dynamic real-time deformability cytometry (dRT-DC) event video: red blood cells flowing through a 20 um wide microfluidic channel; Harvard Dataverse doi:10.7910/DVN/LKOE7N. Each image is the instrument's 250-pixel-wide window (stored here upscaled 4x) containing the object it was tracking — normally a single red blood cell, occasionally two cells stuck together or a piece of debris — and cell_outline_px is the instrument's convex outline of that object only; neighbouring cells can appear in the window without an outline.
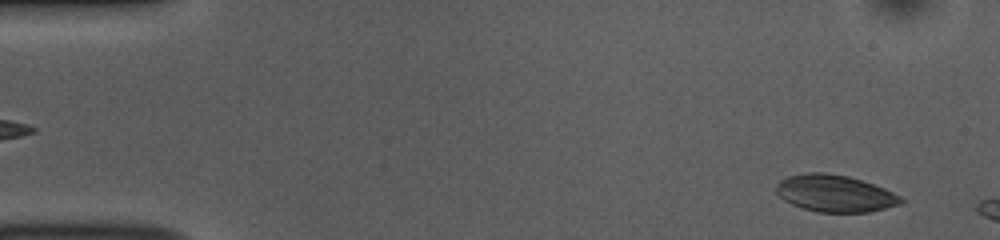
{"species": "common noctule bat (a hibernating species)", "species_latin": "Nyctalus noctula", "temperature_condition": "room temperature", "stored_images_in_passage": 47, "camera_frame_rate_fps": 3000, "um_per_image_px": 0.085, "animal": {"sex": "female", "body_mass_g": 10.0, "forearm_length_mm": 53.1}, "frame": {"image": 1, "passage_image": 3, "time_ms": 0.667, "image_size_px": [1000, 240], "cell_outline_px": [[904, 204], [868, 212], [820, 212], [804, 208], [792, 204], [784, 200], [776, 192], [776, 184], [780, 180], [788, 176], [804, 172], [828, 172], [848, 176], [884, 188], [900, 196], [904, 200]], "centroid_in_image_um": [70.97, 16.43], "position_along_channel_um": 14.0, "area_um2": 26.88}}
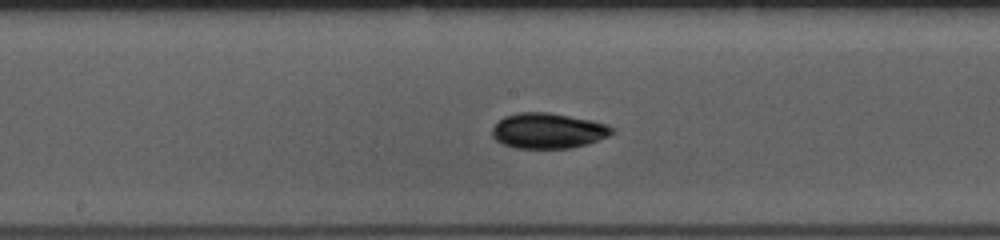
{"frame": {"image": 2, "passage_image": 26, "time_ms": 8.333, "image_size_px": [1000, 240], "cell_outline_px": [[616, 132], [608, 136], [572, 148], [516, 148], [504, 144], [496, 140], [492, 136], [492, 128], [504, 116], [520, 112], [548, 112], [592, 120], [608, 124], [616, 128]], "centroid_in_image_um": [46.61, 11.1], "position_along_channel_um": 201.6, "area_um2": 24.74}}
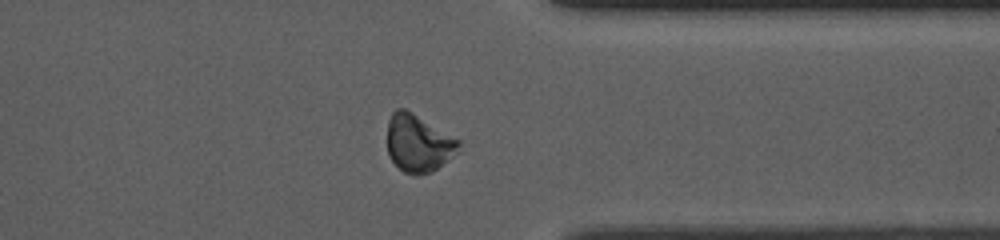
{"frame": {"image": 3, "passage_image": 40, "time_ms": 13.0, "image_size_px": [1000, 240], "cell_outline_px": [[460, 144], [456, 152], [448, 160], [432, 172], [420, 176], [416, 176], [404, 172], [388, 156], [388, 120], [392, 112], [396, 108], [404, 108], [412, 112], [460, 140]], "centroid_in_image_um": [35.54, 12.18], "position_along_channel_um": 375.9, "area_um2": 23.87}}